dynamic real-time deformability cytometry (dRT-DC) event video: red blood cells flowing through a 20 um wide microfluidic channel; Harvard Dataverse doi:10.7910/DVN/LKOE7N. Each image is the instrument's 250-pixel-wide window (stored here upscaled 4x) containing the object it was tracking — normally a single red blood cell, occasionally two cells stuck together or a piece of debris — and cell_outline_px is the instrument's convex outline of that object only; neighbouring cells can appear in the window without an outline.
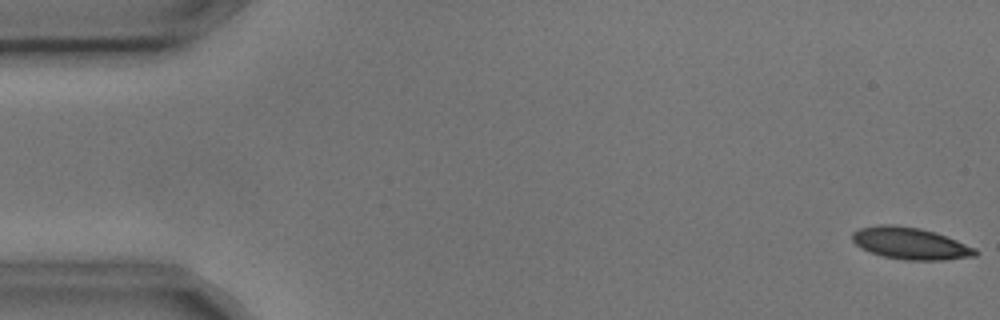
{"species": "common noctule bat (a hibernating species)", "species_latin": "Nyctalus noctula", "temperature_condition": "cold", "stored_images_in_passage": 5, "camera_frame_rate_fps": 3000, "um_per_image_px": 0.085, "animal": {"sex": "male", "body_mass_g": 17.9, "forearm_length_mm": 54.2}, "frame": {"image": 1, "passage_image": 1, "time_ms": 0.0, "image_size_px": [1000, 320], "cell_outline_px": [[980, 252], [976, 256], [944, 260], [904, 260], [884, 256], [860, 248], [852, 240], [852, 232], [860, 228], [880, 224], [892, 224], [920, 228], [936, 232], [976, 248]], "centroid_in_image_um": [77.4, 20.68], "position_along_channel_um": 7.6, "area_um2": 22.95}}